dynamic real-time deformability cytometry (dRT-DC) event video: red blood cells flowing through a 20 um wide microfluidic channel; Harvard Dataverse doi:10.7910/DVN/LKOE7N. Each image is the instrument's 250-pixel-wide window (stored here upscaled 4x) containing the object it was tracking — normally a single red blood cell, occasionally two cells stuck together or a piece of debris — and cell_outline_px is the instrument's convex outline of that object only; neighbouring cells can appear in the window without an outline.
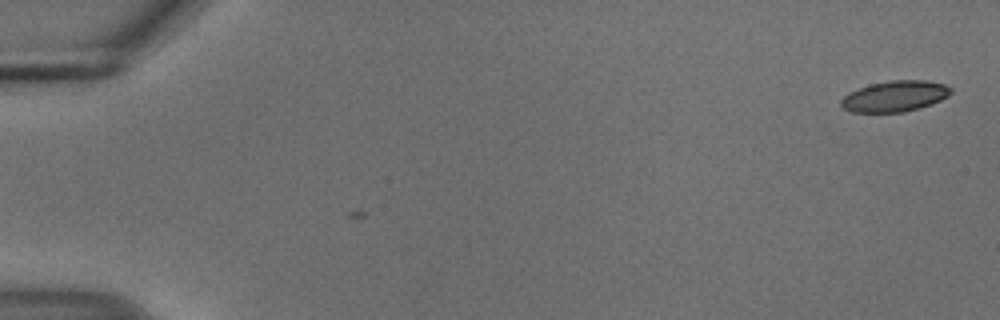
{"species": "common noctule bat (a hibernating species)", "species_latin": "Nyctalus noctula", "temperature_condition": "cold", "stored_images_in_passage": 3, "camera_frame_rate_fps": 3000, "um_per_image_px": 0.085, "animal": {"sex": "male", "body_mass_g": 18.8}, "frame": {"image": 1, "passage_image": 3, "time_ms": 0.667, "image_size_px": [1000, 320], "cell_outline_px": [[952, 92], [948, 96], [940, 100], [920, 108], [904, 112], [852, 112], [844, 108], [840, 104], [840, 100], [848, 92], [872, 84], [892, 80], [924, 80], [944, 84], [952, 88]], "centroid_in_image_um": [76.07, 8.18], "position_along_channel_um": 8.9, "area_um2": 19.65}}